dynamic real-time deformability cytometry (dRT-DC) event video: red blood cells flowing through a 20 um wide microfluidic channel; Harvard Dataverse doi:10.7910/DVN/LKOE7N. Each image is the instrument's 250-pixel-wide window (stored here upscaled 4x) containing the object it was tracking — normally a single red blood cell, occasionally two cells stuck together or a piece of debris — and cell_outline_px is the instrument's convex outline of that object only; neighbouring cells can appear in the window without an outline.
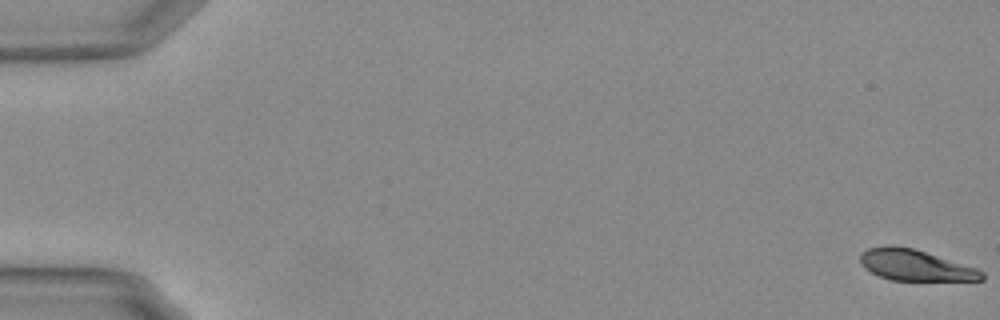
{"species": "Egyptian fruit bat (a non-hibernating species)", "species_latin": "Rousettus aegyptiacus", "temperature_condition": "warm", "stored_images_in_passage": 13, "camera_frame_rate_fps": 3000, "um_per_image_px": 0.085, "animal": {"sex": "female"}, "frame": {"image": 1, "passage_image": 1, "time_ms": 0.0, "image_size_px": [1000, 320], "cell_outline_px": [[984, 280], [892, 280], [880, 276], [864, 268], [860, 260], [860, 252], [868, 248], [888, 244], [892, 244], [912, 248], [976, 268], [984, 272]], "centroid_in_image_um": [77.75, 22.53], "position_along_channel_um": 7.2, "area_um2": 21.79}}